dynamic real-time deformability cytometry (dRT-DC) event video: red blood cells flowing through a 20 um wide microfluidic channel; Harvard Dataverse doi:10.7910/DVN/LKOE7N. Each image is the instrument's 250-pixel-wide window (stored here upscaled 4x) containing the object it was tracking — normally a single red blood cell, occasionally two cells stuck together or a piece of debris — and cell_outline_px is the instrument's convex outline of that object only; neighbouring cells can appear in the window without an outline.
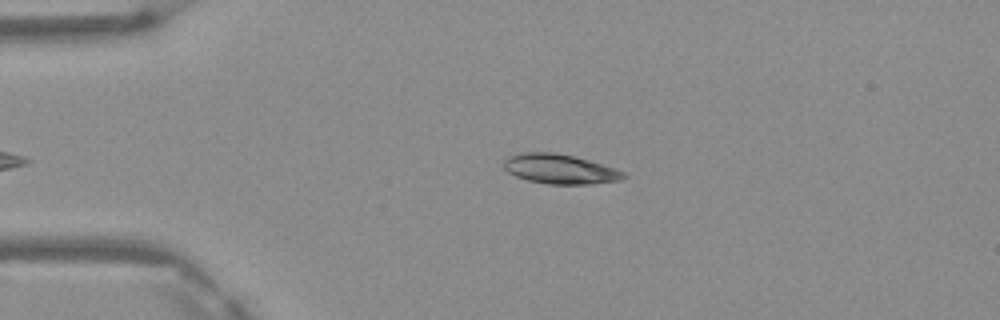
{"species": "Egyptian fruit bat (a non-hibernating species)", "species_latin": "Rousettus aegyptiacus", "temperature_condition": "warm", "stored_images_in_passage": 4, "camera_frame_rate_fps": 3000, "um_per_image_px": 0.085, "frame": {"image": 1, "passage_image": 2, "time_ms": 0.333, "image_size_px": [1000, 320], "cell_outline_px": [[628, 176], [620, 180], [592, 184], [548, 184], [528, 180], [516, 176], [508, 172], [504, 168], [504, 160], [508, 156], [516, 152], [552, 152], [572, 156], [588, 160], [616, 168], [624, 172]], "centroid_in_image_um": [47.58, 14.36], "position_along_channel_um": 37.4, "area_um2": 20.75}}
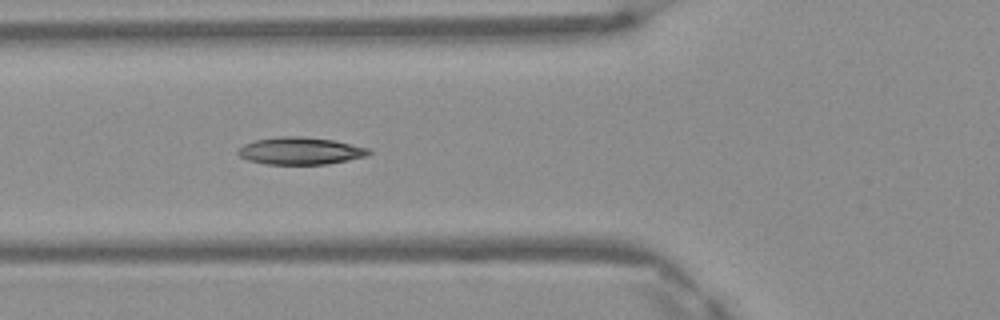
{"frame": {"image": 2, "passage_image": 4, "time_ms": 1.0, "image_size_px": [1000, 320], "cell_outline_px": [[372, 152], [368, 156], [348, 160], [324, 164], [268, 164], [248, 160], [240, 156], [236, 152], [236, 148], [244, 144], [256, 140], [280, 136], [304, 136], [336, 140], [368, 148]], "centroid_in_image_um": [25.53, 12.81], "position_along_channel_um": 100.3, "area_um2": 20.92}}